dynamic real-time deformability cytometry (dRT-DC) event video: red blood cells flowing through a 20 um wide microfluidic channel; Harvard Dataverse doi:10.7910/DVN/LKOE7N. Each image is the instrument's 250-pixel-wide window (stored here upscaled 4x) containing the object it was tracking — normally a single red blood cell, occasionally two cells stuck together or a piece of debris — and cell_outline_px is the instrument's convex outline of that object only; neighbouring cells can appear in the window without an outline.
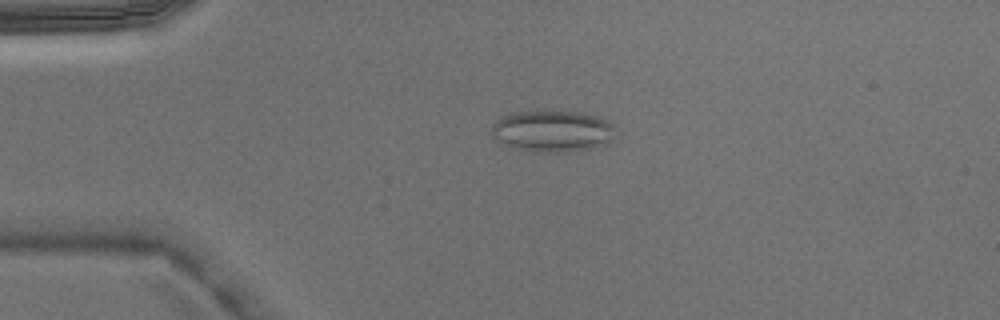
{"species": "Egyptian fruit bat (a non-hibernating species)", "species_latin": "Rousettus aegyptiacus", "temperature_condition": "warm", "stored_images_in_passage": 3, "camera_frame_rate_fps": 3000, "um_per_image_px": 0.085, "animal": {"sex": "male"}, "frame": {"image": 1, "passage_image": 3, "time_ms": 0.667, "image_size_px": [1000, 320], "cell_outline_px": [[612, 128], [608, 140], [600, 144], [584, 148], [556, 152], [536, 152], [508, 148], [492, 136], [488, 132], [492, 124], [500, 116], [512, 112], [580, 112], [596, 116], [608, 120], [612, 124]], "centroid_in_image_um": [46.77, 11.13], "position_along_channel_um": 38.2, "area_um2": 29.42}}